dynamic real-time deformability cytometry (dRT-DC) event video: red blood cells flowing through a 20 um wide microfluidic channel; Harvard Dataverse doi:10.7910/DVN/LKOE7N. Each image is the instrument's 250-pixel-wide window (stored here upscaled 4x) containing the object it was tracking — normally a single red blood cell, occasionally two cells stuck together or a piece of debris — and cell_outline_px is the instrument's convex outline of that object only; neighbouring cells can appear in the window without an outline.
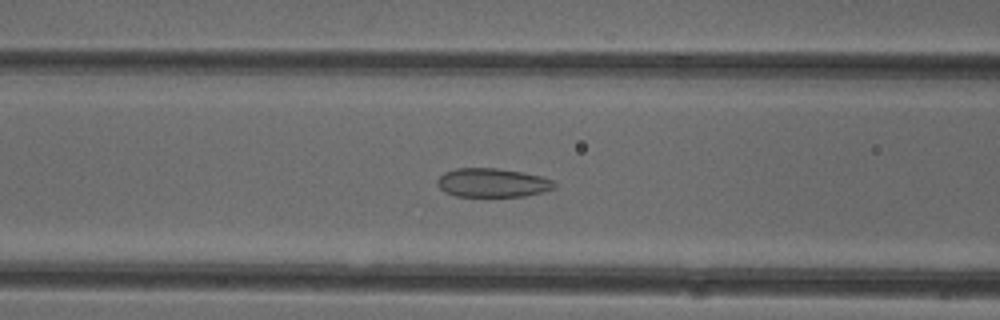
{"species": "common noctule bat (a hibernating species)", "species_latin": "Nyctalus noctula", "temperature_condition": "cold", "stored_images_in_passage": 52, "camera_frame_rate_fps": 3000, "um_per_image_px": 0.085, "animal": {"sex": "female"}, "frame": {"image": 1, "passage_image": 21, "time_ms": 6.667, "image_size_px": [1000, 320], "cell_outline_px": [[556, 188], [524, 196], [456, 196], [444, 192], [436, 184], [436, 180], [444, 172], [456, 168], [496, 168], [524, 172], [540, 176], [552, 180], [556, 184]], "centroid_in_image_um": [41.83, 15.53], "position_along_channel_um": 124.8, "area_um2": 19.71}}
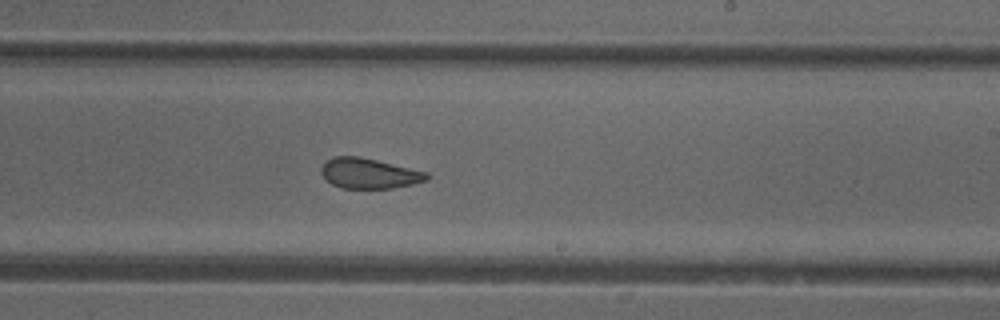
{"frame": {"image": 2, "passage_image": 31, "time_ms": 10.0, "image_size_px": [1000, 320], "cell_outline_px": [[432, 176], [428, 180], [412, 184], [392, 188], [340, 188], [332, 184], [320, 172], [320, 168], [332, 156], [356, 156], [376, 160], [428, 172]], "centroid_in_image_um": [31.4, 14.74], "position_along_channel_um": 257.6, "area_um2": 18.55}}
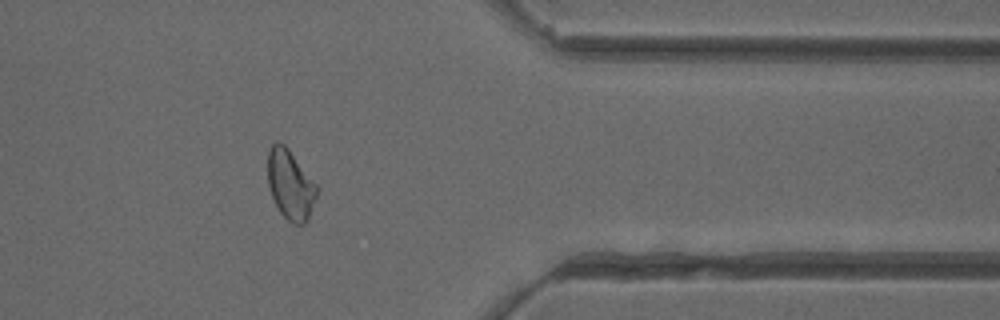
{"frame": {"image": 3, "passage_image": 42, "time_ms": 13.667, "image_size_px": [1000, 320], "cell_outline_px": [[320, 188], [308, 220], [304, 224], [292, 224], [280, 212], [272, 196], [268, 184], [268, 152], [272, 144], [276, 140], [284, 144], [288, 148]], "centroid_in_image_um": [24.7, 15.7], "position_along_channel_um": 386.7, "area_um2": 20.06}, "authors_computed_cell_mechanics": {"area_um2": 20.808, "velocity_mm_per_s": 3.9815, "shape_relaxation_time_tau1_ms": null, "shape_relaxation_time_tau2_ms": 2.0178, "deformation_change_tau1": null, "deformation_change_tau2": 0.0707}}